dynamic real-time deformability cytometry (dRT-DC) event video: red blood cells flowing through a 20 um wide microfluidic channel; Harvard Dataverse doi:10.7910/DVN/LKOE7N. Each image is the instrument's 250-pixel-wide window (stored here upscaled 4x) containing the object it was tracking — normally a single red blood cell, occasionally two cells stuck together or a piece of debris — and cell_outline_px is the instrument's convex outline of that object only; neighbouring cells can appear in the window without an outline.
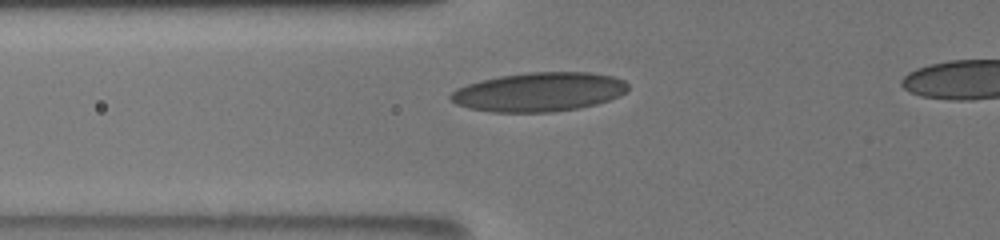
{"species": "human", "species_latin": "Homo sapiens", "temperature_condition": "room temperature", "stored_images_in_passage": 44, "camera_frame_rate_fps": 3000, "um_per_image_px": 0.085, "donor": {"sex": "male"}, "frame": {"image": 1, "passage_image": 22, "time_ms": 6.0, "image_size_px": [1000, 240], "cell_outline_px": [[628, 88], [620, 96], [596, 104], [580, 108], [552, 112], [492, 112], [468, 108], [456, 104], [448, 96], [456, 88], [468, 84], [500, 76], [528, 72], [588, 72], [612, 76], [624, 80], [628, 84]], "centroid_in_image_um": [45.82, 7.82], "position_along_channel_um": 80.0, "area_um2": 40.34}}
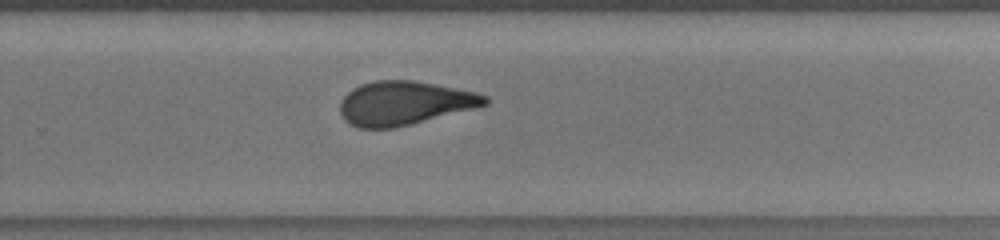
{"frame": {"image": 2, "passage_image": 34, "time_ms": 11.667, "image_size_px": [1000, 240], "cell_outline_px": [[488, 104], [396, 128], [356, 128], [344, 120], [340, 112], [340, 100], [352, 88], [360, 84], [376, 80], [412, 80], [436, 84], [476, 92], [488, 96]], "centroid_in_image_um": [34.33, 8.76], "position_along_channel_um": 295.5, "area_um2": 36.99}}
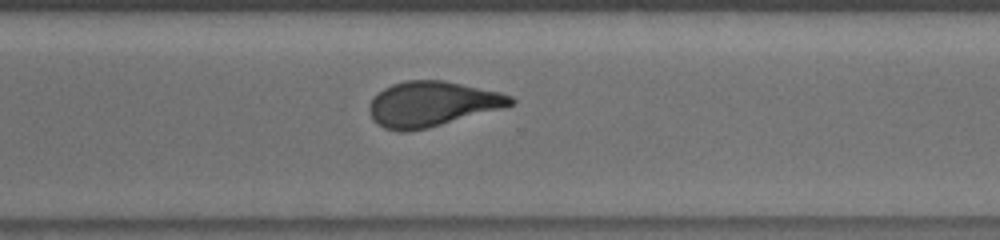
{"frame": {"image": 3, "passage_image": 36, "time_ms": 12.667, "image_size_px": [1000, 240], "cell_outline_px": [[516, 100], [512, 104], [504, 108], [428, 128], [408, 132], [400, 132], [384, 128], [376, 124], [372, 120], [368, 108], [372, 100], [384, 88], [392, 84], [404, 80], [444, 80], [500, 92], [512, 96]], "centroid_in_image_um": [36.72, 8.85], "position_along_channel_um": 333.9, "area_um2": 37.28}}